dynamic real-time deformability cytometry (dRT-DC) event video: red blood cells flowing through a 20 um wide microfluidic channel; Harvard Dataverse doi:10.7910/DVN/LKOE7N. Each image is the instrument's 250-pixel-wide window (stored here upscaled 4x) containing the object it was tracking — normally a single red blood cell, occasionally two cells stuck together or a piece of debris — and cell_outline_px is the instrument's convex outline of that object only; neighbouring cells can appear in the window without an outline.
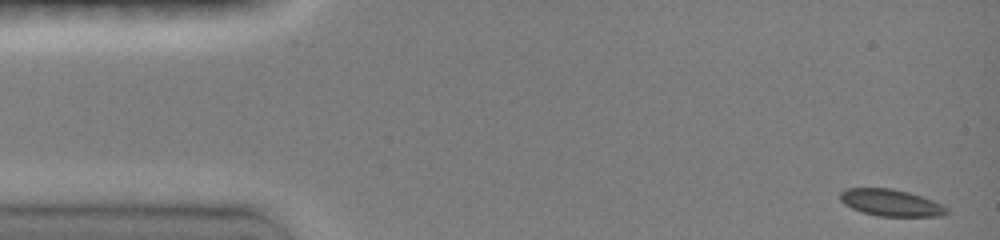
{"species": "common noctule bat (a hibernating species)", "species_latin": "Nyctalus noctula", "temperature_condition": "room temperature", "stored_images_in_passage": 9, "camera_frame_rate_fps": 3000, "um_per_image_px": 0.085, "animal": {"sex": "female", "body_mass_g": 19.0, "forearm_length_mm": 51.5}, "frame": {"image": 1, "passage_image": 1, "time_ms": 0.0, "image_size_px": [1000, 240], "cell_outline_px": [[948, 212], [944, 216], [880, 216], [864, 212], [852, 208], [844, 204], [840, 200], [840, 192], [848, 188], [892, 188], [908, 192], [944, 204], [948, 208]], "centroid_in_image_um": [75.75, 17.23], "position_along_channel_um": 9.2, "area_um2": 16.59}}
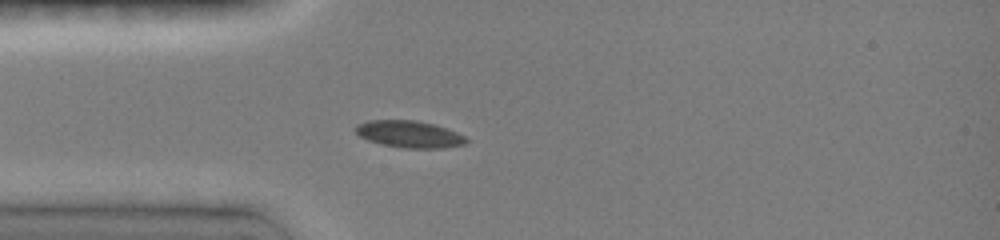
{"frame": {"image": 2, "passage_image": 8, "time_ms": 3.667, "image_size_px": [1000, 240], "cell_outline_px": [[468, 140], [464, 144], [444, 148], [404, 148], [380, 144], [368, 140], [360, 136], [352, 128], [356, 124], [368, 120], [416, 120], [432, 124], [456, 132], [464, 136]], "centroid_in_image_um": [34.73, 11.4], "position_along_channel_um": 50.3, "area_um2": 17.34}}